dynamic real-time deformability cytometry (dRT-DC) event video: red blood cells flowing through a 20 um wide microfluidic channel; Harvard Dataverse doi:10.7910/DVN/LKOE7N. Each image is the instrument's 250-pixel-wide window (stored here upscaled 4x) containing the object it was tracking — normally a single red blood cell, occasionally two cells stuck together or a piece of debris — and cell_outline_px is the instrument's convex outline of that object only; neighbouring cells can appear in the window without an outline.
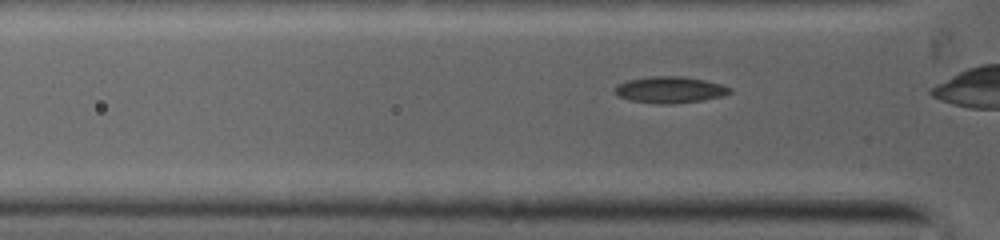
{"species": "common noctule bat (a hibernating species)", "species_latin": "Nyctalus noctula", "temperature_condition": "warm", "stored_images_in_passage": 39, "camera_frame_rate_fps": 5000, "um_per_image_px": 0.085, "animal": {"sex": "female", "body_mass_g": 19.0, "forearm_length_mm": 53.3}, "frame": {"image": 1, "passage_image": 4, "time_ms": 0.8, "image_size_px": [1000, 240], "cell_outline_px": [[732, 92], [720, 96], [700, 100], [632, 100], [620, 96], [616, 92], [616, 88], [620, 84], [628, 80], [652, 76], [680, 76], [704, 80], [720, 84], [732, 88]], "centroid_in_image_um": [57.01, 7.55], "position_along_channel_um": 68.8, "area_um2": 16.07}}
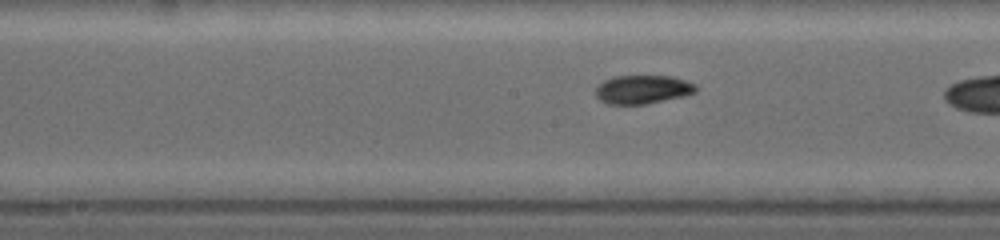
{"frame": {"image": 2, "passage_image": 18, "time_ms": 3.6, "image_size_px": [1000, 240], "cell_outline_px": [[696, 92], [684, 96], [644, 104], [612, 104], [596, 96], [596, 88], [604, 80], [616, 76], [672, 76], [684, 80], [692, 84], [696, 88]], "centroid_in_image_um": [54.64, 7.59], "position_along_channel_um": 193.6, "area_um2": 16.3}}
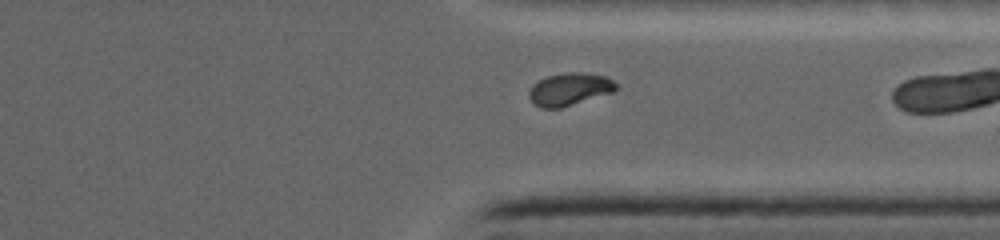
{"frame": {"image": 3, "passage_image": 37, "time_ms": 7.4, "image_size_px": [1000, 240], "cell_outline_px": [[616, 88], [612, 92], [560, 108], [540, 108], [528, 96], [528, 92], [532, 84], [548, 76], [568, 72], [580, 72], [608, 76], [616, 84]], "centroid_in_image_um": [48.39, 7.57], "position_along_channel_um": 363.0, "area_um2": 16.3}}